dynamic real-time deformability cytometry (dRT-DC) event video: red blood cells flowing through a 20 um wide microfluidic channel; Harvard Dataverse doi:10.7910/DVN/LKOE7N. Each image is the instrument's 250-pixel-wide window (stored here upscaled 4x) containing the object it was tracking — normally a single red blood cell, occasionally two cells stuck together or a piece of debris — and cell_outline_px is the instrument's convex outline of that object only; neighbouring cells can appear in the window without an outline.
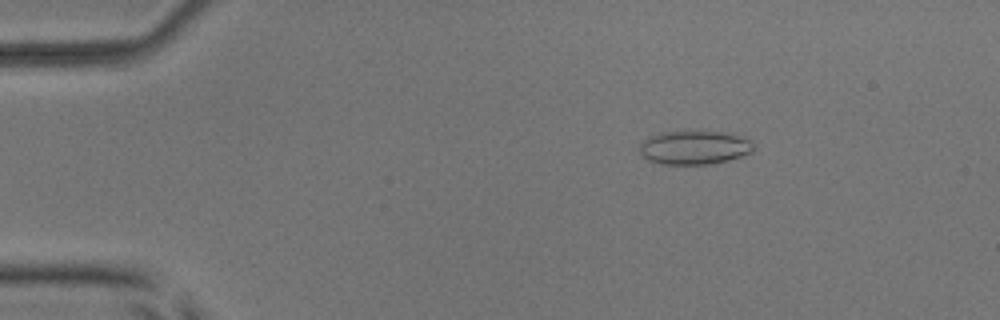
{"species": "common noctule bat (a hibernating species)", "species_latin": "Nyctalus noctula", "temperature_condition": "room temperature", "stored_images_in_passage": 54, "camera_frame_rate_fps": 3000, "um_per_image_px": 0.085, "animal": {"sex": "male", "body_mass_g": 17.9, "forearm_length_mm": 54.2}, "frame": {"image": 1, "passage_image": 9, "time_ms": 2.667, "image_size_px": [1000, 320], "cell_outline_px": [[756, 148], [752, 152], [728, 160], [712, 164], [660, 164], [648, 160], [640, 152], [640, 144], [648, 136], [660, 132], [692, 128], [724, 132], [748, 136], [752, 140]], "centroid_in_image_um": [59.07, 12.48], "position_along_channel_um": 25.9, "area_um2": 23.58}}
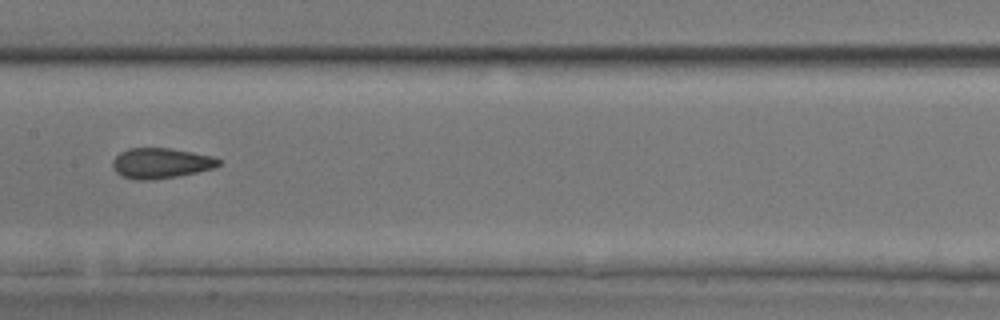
{"frame": {"image": 2, "passage_image": 28, "time_ms": 9.0, "image_size_px": [1000, 320], "cell_outline_px": [[220, 164], [216, 168], [176, 176], [152, 180], [136, 180], [120, 176], [112, 168], [112, 160], [120, 152], [128, 148], [168, 148], [192, 152], [212, 156], [220, 160]], "centroid_in_image_um": [13.64, 13.87], "position_along_channel_um": 193.8, "area_um2": 18.84}}
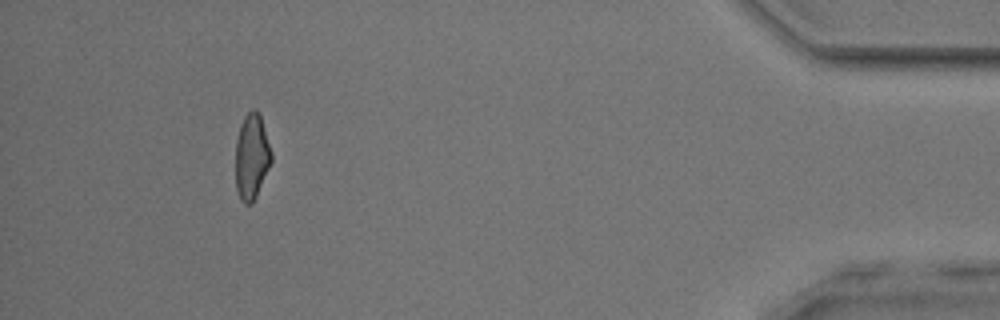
{"frame": {"image": 3, "passage_image": 50, "time_ms": 16.333, "image_size_px": [1000, 320], "cell_outline_px": [[272, 160], [256, 196], [252, 204], [244, 204], [240, 200], [236, 188], [236, 140], [240, 124], [244, 116], [252, 108], [256, 108], [260, 112], [272, 152]], "centroid_in_image_um": [21.39, 13.27], "position_along_channel_um": 413.8, "area_um2": 18.09}, "authors_computed_cell_mechanics": {"area_um2": 18.9584, "velocity_mm_per_s": 3.8477, "shape_relaxation_time_tau1_ms": null, "shape_relaxation_time_tau2_ms": 1.3881, "deformation_change_tau1": null, "deformation_change_tau2": 0.082}}